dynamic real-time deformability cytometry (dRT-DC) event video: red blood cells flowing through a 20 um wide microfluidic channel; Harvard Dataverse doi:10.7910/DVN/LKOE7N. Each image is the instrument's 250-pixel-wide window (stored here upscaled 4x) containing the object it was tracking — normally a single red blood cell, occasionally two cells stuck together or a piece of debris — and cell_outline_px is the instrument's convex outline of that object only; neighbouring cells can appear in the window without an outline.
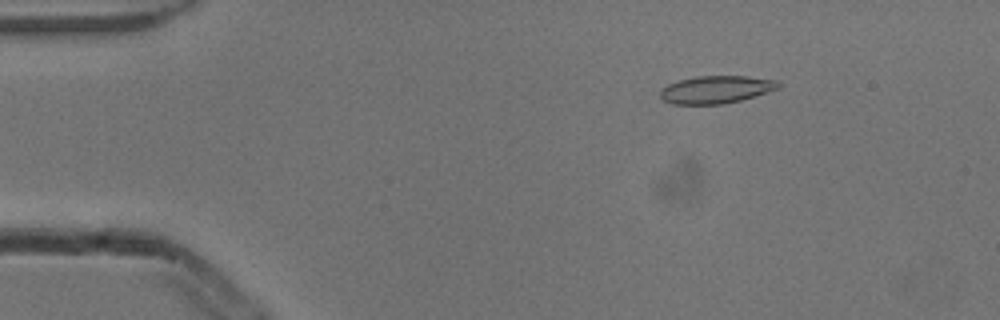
{"species": "common noctule bat (a hibernating species)", "species_latin": "Nyctalus noctula", "temperature_condition": "cold", "stored_images_in_passage": 4, "camera_frame_rate_fps": 3000, "um_per_image_px": 0.085, "animal": {"sex": "male", "body_mass_g": 13.3}, "frame": {"image": 1, "passage_image": 3, "time_ms": 0.667, "image_size_px": [1000, 320], "cell_outline_px": [[780, 88], [740, 100], [724, 104], [672, 104], [664, 100], [660, 96], [660, 88], [668, 84], [680, 80], [696, 76], [748, 76], [776, 80], [780, 84]], "centroid_in_image_um": [60.85, 7.61], "position_along_channel_um": 24.2, "area_um2": 18.96}}